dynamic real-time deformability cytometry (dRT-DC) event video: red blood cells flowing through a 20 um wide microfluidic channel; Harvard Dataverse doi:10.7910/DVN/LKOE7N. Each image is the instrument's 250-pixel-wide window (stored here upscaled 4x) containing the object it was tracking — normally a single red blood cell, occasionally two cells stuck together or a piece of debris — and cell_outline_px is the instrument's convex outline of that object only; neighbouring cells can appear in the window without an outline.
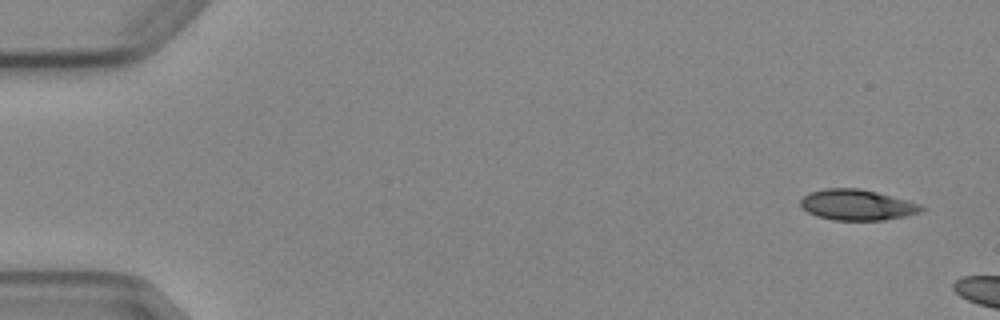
{"species": "Egyptian fruit bat (a non-hibernating species)", "species_latin": "Rousettus aegyptiacus", "temperature_condition": "cold", "stored_images_in_passage": 3, "camera_frame_rate_fps": 3000, "um_per_image_px": 0.085, "animal": {"sex": "female"}, "frame": {"image": 1, "passage_image": 1, "time_ms": 0.0, "image_size_px": [1000, 320], "cell_outline_px": [[928, 208], [924, 212], [908, 216], [884, 220], [832, 220], [816, 216], [808, 212], [800, 204], [800, 200], [808, 192], [824, 188], [860, 188], [876, 192], [920, 204]], "centroid_in_image_um": [72.88, 17.42], "position_along_channel_um": 12.1, "area_um2": 21.85}}